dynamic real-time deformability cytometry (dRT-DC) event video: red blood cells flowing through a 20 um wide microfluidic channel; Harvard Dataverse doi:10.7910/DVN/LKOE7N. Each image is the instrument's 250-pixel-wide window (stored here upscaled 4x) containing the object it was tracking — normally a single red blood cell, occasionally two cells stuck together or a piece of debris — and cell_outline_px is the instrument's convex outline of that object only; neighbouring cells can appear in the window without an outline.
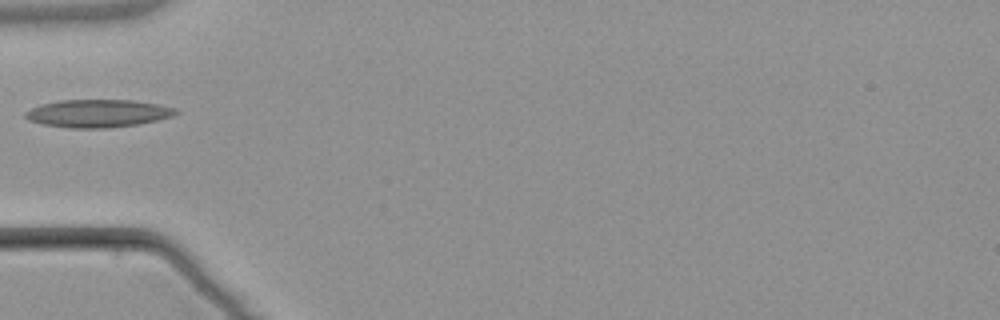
{"species": "common noctule bat (a hibernating species)", "species_latin": "Nyctalus noctula", "temperature_condition": "warm", "stored_images_in_passage": 5, "camera_frame_rate_fps": 3000, "um_per_image_px": 0.085, "animal": {"sex": "male", "body_mass_g": 21.5, "forearm_length_mm": 52.0}, "frame": {"image": 1, "passage_image": 5, "time_ms": 5.667, "image_size_px": [1000, 320], "cell_outline_px": [[180, 112], [172, 116], [156, 120], [136, 124], [112, 128], [68, 128], [40, 124], [28, 120], [24, 116], [24, 112], [32, 108], [44, 104], [60, 100], [132, 100], [160, 104], [176, 108]], "centroid_in_image_um": [8.32, 9.64], "position_along_channel_um": 76.7, "area_um2": 24.45}}